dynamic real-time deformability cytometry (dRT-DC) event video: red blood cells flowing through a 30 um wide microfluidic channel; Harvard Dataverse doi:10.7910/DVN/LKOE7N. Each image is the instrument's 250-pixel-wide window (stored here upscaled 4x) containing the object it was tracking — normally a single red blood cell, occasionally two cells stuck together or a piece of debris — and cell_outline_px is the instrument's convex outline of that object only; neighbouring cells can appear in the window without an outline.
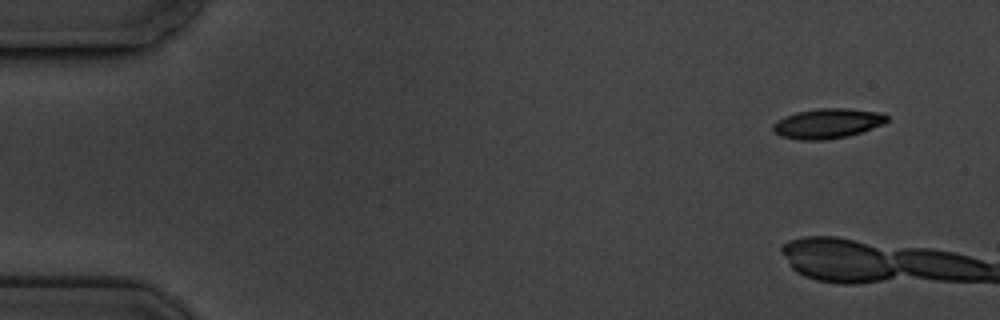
{"species": "common noctule bat (a hibernating species)", "species_latin": "Nyctalus noctula", "temperature_condition": "cold", "stored_images_in_passage": 4, "camera_frame_rate_fps": 3000, "um_per_image_px": 0.085, "animal": {"sex": "male", "body_mass_g": 19.5, "forearm_length_mm": 54.6}, "frame": {"image": 1, "passage_image": 2, "time_ms": 1.0, "image_size_px": [1000, 320], "cell_outline_px": [[888, 120], [884, 124], [848, 136], [824, 140], [800, 140], [780, 136], [772, 128], [772, 124], [776, 120], [784, 116], [796, 112], [820, 108], [848, 108], [880, 112], [888, 116]], "centroid_in_image_um": [70.32, 10.49], "position_along_channel_um": 14.7, "area_um2": 19.94}}